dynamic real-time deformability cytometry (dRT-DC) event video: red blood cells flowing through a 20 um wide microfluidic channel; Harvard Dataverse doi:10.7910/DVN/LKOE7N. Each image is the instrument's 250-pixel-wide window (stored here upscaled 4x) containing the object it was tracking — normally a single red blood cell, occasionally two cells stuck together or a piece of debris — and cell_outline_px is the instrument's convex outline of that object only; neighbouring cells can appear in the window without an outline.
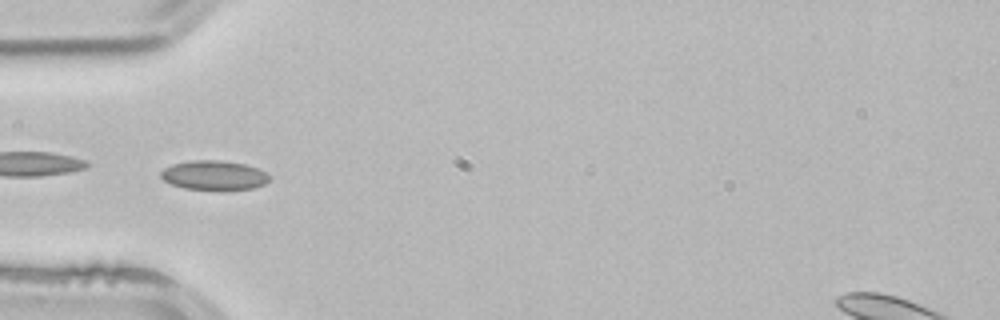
{"species": "common noctule bat (a hibernating species)", "species_latin": "Nyctalus noctula", "temperature_condition": "room temperature", "stored_images_in_passage": 37, "camera_frame_rate_fps": 3000, "um_per_image_px": 0.085, "animal": {"sex": "male", "body_mass_g": 21.5, "forearm_length_mm": 52.0}, "frame": {"image": 1, "passage_image": 1, "time_ms": 0.0, "image_size_px": [1000, 320], "cell_outline_px": [[272, 180], [264, 184], [252, 188], [220, 192], [184, 188], [172, 184], [164, 180], [160, 176], [160, 172], [164, 168], [172, 164], [192, 160], [220, 160], [244, 164], [256, 168], [272, 176]], "centroid_in_image_um": [18.21, 14.93], "position_along_channel_um": 66.8, "area_um2": 19.13}, "authors_computed_cell_mechanics": {"area_um2": 17.8024, "velocity_mm_per_s": 3.8718, "shape_relaxation_time_tau1_ms": 10.1057, "shape_relaxation_time_tau2_ms": 1.8057, "deformation_change_tau1": 0.1359, "deformation_change_tau2": 0.0447}}